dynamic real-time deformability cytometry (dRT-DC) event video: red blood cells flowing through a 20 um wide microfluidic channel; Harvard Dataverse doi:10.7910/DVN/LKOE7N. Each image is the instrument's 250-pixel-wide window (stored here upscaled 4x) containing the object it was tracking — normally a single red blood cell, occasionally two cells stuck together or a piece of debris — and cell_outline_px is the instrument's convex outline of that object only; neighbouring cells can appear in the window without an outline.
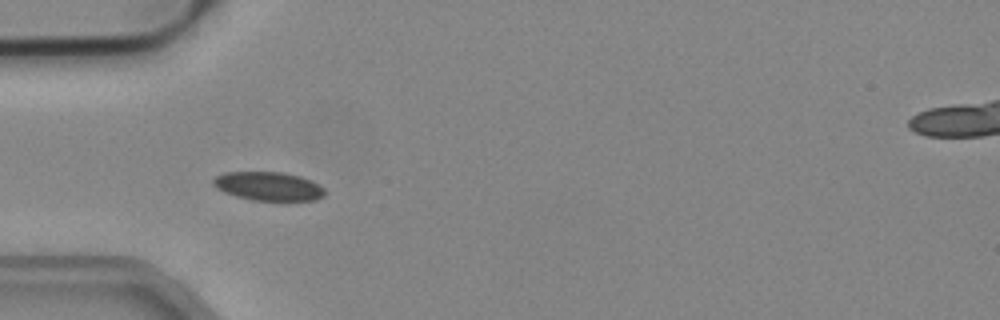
{"species": "common noctule bat (a hibernating species)", "species_latin": "Nyctalus noctula", "temperature_condition": "cold", "stored_images_in_passage": 15, "camera_frame_rate_fps": 3000, "um_per_image_px": 0.085, "animal": {"sex": "male", "body_mass_g": 19.2, "forearm_length_mm": 51.8}, "frame": {"image": 1, "passage_image": 5, "time_ms": 1.333, "image_size_px": [1000, 320], "cell_outline_px": [[324, 196], [316, 200], [252, 200], [236, 196], [224, 192], [216, 188], [212, 184], [212, 180], [216, 176], [224, 172], [284, 172], [300, 176], [312, 180], [324, 188]], "centroid_in_image_um": [22.81, 15.82], "position_along_channel_um": 62.2, "area_um2": 18.73}}